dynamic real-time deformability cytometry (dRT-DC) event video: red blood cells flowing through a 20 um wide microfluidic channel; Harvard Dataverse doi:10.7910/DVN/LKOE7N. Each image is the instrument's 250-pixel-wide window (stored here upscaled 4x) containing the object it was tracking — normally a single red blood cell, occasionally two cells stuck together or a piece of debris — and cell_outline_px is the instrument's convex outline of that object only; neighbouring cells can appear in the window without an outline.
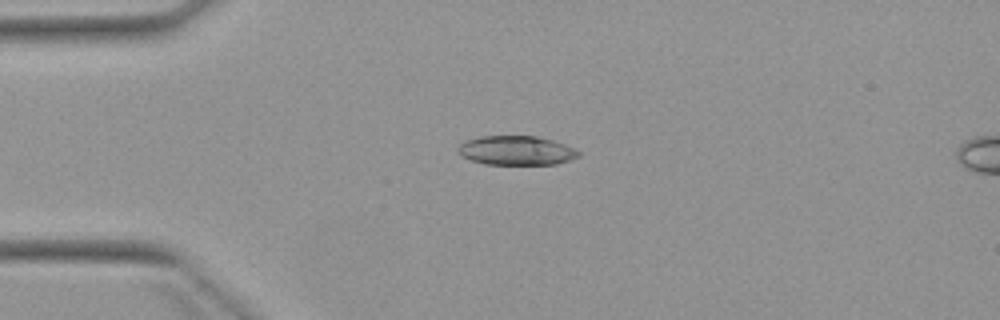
{"species": "Egyptian fruit bat (a non-hibernating species)", "species_latin": "Rousettus aegyptiacus", "temperature_condition": "warm", "stored_images_in_passage": 4, "camera_frame_rate_fps": 3000, "um_per_image_px": 0.085, "animal": {"sex": "female"}, "frame": {"image": 1, "passage_image": 4, "time_ms": 4.667, "image_size_px": [1000, 320], "cell_outline_px": [[580, 156], [556, 164], [484, 164], [460, 156], [460, 144], [468, 140], [480, 136], [536, 136], [552, 140], [564, 144], [580, 152]], "centroid_in_image_um": [43.9, 12.79], "position_along_channel_um": 41.1, "area_um2": 20.23}}